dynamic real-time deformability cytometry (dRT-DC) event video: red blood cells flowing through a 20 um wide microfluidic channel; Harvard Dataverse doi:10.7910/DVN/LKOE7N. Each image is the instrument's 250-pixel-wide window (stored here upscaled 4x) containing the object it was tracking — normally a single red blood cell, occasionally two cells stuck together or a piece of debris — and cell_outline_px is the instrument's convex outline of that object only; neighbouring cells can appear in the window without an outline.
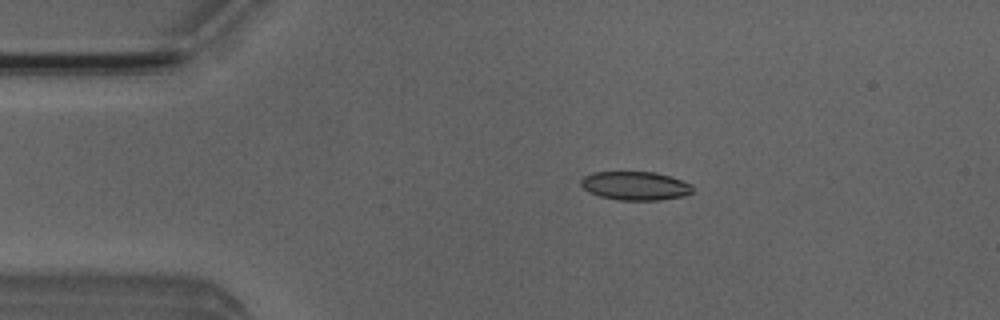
{"species": "Egyptian fruit bat (a non-hibernating species)", "species_latin": "Rousettus aegyptiacus", "temperature_condition": "room temperature", "stored_images_in_passage": 3, "camera_frame_rate_fps": 3000, "um_per_image_px": 0.085, "animal": {"sex": "male"}, "frame": {"image": 1, "passage_image": 2, "time_ms": 1.333, "image_size_px": [1000, 320], "cell_outline_px": [[692, 192], [684, 196], [660, 200], [620, 200], [600, 196], [588, 192], [580, 184], [580, 180], [584, 176], [592, 172], [656, 172], [692, 184]], "centroid_in_image_um": [53.98, 15.79], "position_along_channel_um": 31.0, "area_um2": 18.61}}